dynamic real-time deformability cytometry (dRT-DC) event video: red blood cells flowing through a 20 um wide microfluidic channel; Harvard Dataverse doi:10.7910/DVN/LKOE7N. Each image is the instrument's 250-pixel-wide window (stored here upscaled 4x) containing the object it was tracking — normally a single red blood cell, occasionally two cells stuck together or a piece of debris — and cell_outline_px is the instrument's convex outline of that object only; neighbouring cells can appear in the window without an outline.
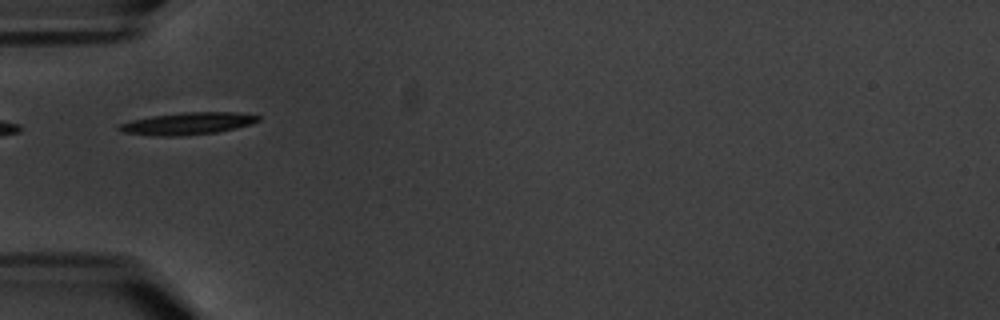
{"species": "common noctule bat (a hibernating species)", "species_latin": "Nyctalus noctula", "temperature_condition": "warm", "stored_images_in_passage": 9, "camera_frame_rate_fps": 3000, "um_per_image_px": 0.085, "animal": {"sex": "male", "body_mass_g": 20.1, "forearm_length_mm": 53.5}, "frame": {"image": 1, "passage_image": 1, "time_ms": 0.0, "image_size_px": [1000, 320], "cell_outline_px": [[260, 120], [252, 124], [236, 128], [216, 132], [180, 136], [156, 136], [120, 132], [116, 128], [120, 124], [132, 120], [152, 116], [180, 112], [236, 112], [260, 116]], "centroid_in_image_um": [15.93, 10.5], "position_along_channel_um": 69.1, "area_um2": 18.03}}
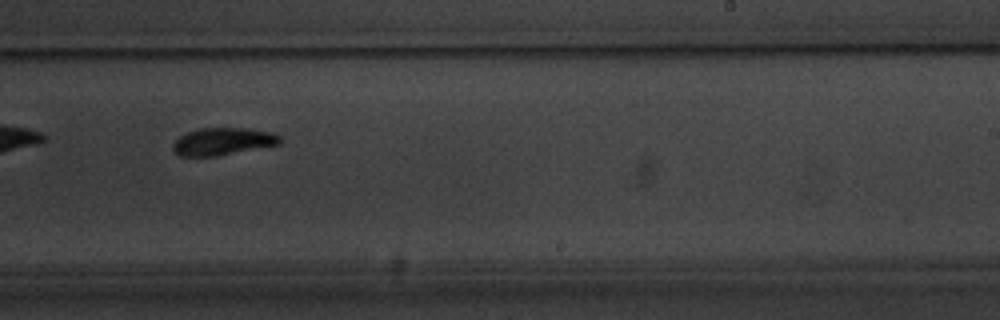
{"frame": {"image": 2, "passage_image": 6, "time_ms": 6.0, "image_size_px": [1000, 320], "cell_outline_px": [[280, 144], [216, 156], [180, 156], [172, 148], [172, 144], [180, 136], [188, 132], [200, 128], [248, 128], [272, 132], [280, 136]], "centroid_in_image_um": [18.94, 12.02], "position_along_channel_um": 270.1, "area_um2": 16.94}}
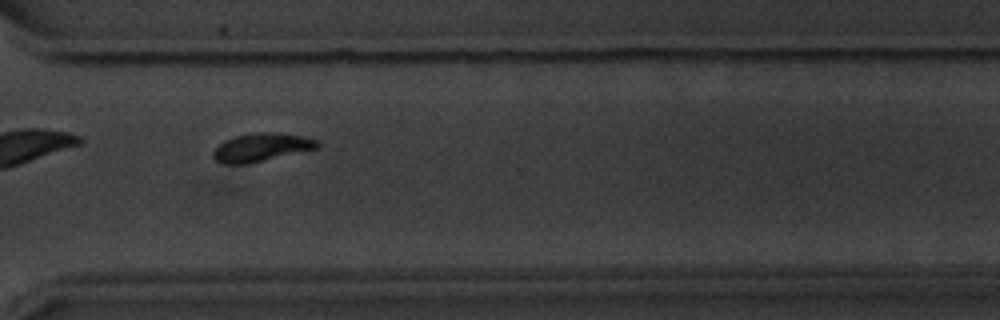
{"frame": {"image": 3, "passage_image": 8, "time_ms": 8.333, "image_size_px": [1000, 320], "cell_outline_px": [[320, 144], [316, 148], [244, 164], [224, 164], [216, 160], [212, 156], [212, 152], [224, 140], [232, 136], [256, 132], [276, 132], [304, 136], [316, 140]], "centroid_in_image_um": [22.16, 12.5], "position_along_channel_um": 348.4, "area_um2": 16.88}}